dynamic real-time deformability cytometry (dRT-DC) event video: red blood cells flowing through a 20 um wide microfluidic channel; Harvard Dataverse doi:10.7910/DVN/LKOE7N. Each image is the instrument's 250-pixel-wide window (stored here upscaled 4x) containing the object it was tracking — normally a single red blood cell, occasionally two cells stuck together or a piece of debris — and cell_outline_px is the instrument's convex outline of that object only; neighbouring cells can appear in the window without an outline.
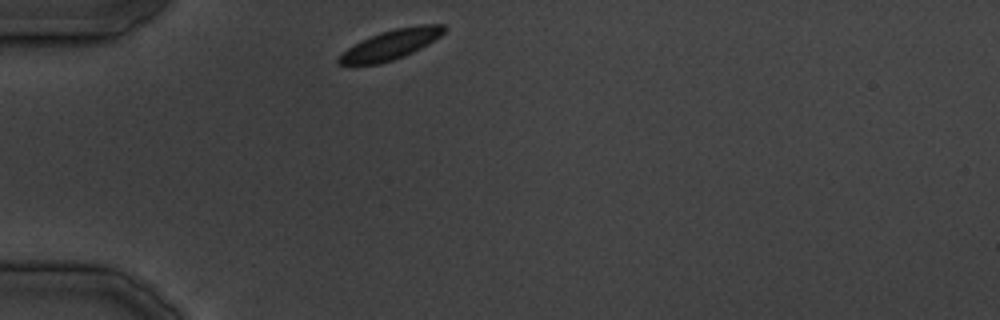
{"species": "common noctule bat (a hibernating species)", "species_latin": "Nyctalus noctula", "temperature_condition": "cold", "stored_images_in_passage": 2, "camera_frame_rate_fps": 3000, "um_per_image_px": 0.085, "animal": {"sex": "male", "body_mass_g": 19.5, "forearm_length_mm": 54.6}, "frame": {"image": 1, "passage_image": 1, "time_ms": 0.0, "image_size_px": [1000, 320], "cell_outline_px": [[448, 28], [440, 36], [420, 48], [412, 52], [392, 60], [380, 64], [340, 64], [336, 60], [348, 48], [360, 40], [380, 32], [396, 28], [420, 24], [444, 24]], "centroid_in_image_um": [33.25, 3.76], "position_along_channel_um": 51.8, "area_um2": 17.98}}